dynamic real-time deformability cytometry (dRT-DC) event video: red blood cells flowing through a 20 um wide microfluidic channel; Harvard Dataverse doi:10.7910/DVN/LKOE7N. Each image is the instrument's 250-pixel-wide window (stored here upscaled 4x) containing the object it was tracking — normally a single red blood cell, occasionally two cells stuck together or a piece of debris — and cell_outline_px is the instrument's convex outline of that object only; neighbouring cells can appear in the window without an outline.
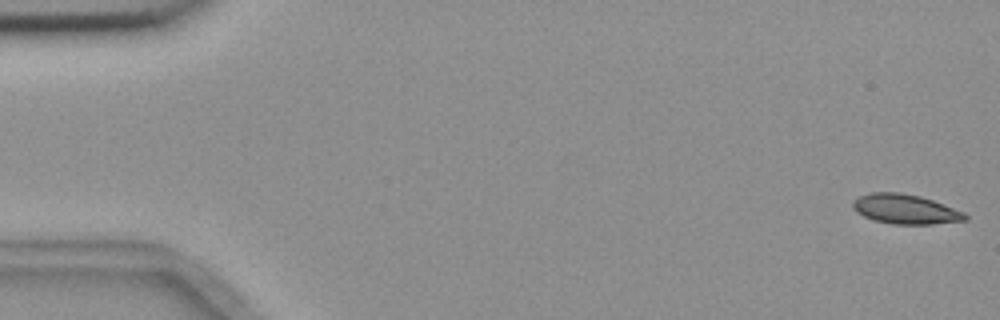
{"species": "common noctule bat (a hibernating species)", "species_latin": "Nyctalus noctula", "temperature_condition": "room temperature", "stored_images_in_passage": 9, "camera_frame_rate_fps": 3000, "um_per_image_px": 0.085, "animal": {"sex": "female", "body_mass_g": 18.4}, "frame": {"image": 1, "passage_image": 1, "time_ms": 0.0, "image_size_px": [1000, 320], "cell_outline_px": [[968, 220], [932, 224], [892, 224], [872, 220], [856, 212], [852, 208], [852, 200], [860, 196], [872, 192], [900, 192], [920, 196], [932, 200], [964, 212], [968, 216]], "centroid_in_image_um": [76.93, 17.78], "position_along_channel_um": 8.1, "area_um2": 19.48}}
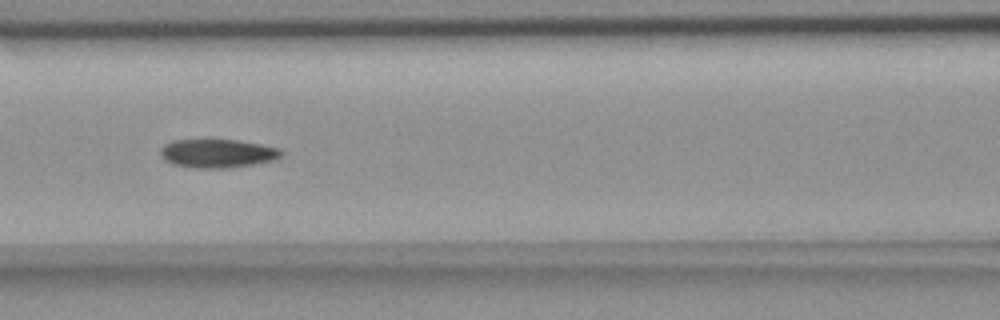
{"frame": {"image": 2, "passage_image": 7, "time_ms": 7.667, "image_size_px": [1000, 320], "cell_outline_px": [[284, 152], [276, 160], [256, 164], [228, 168], [196, 168], [176, 164], [164, 160], [160, 152], [160, 148], [164, 144], [172, 140], [236, 140], [260, 144], [280, 148]], "centroid_in_image_um": [18.52, 13.04], "position_along_channel_um": 148.1, "area_um2": 20.17}}
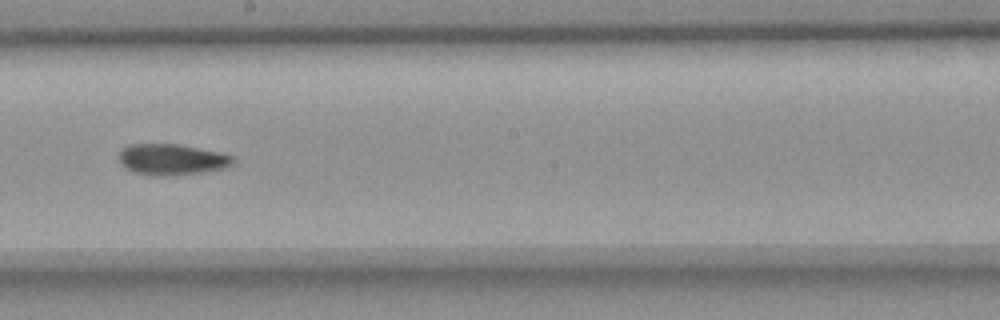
{"frame": {"image": 3, "passage_image": 9, "time_ms": 10.0, "image_size_px": [1000, 320], "cell_outline_px": [[232, 164], [228, 168], [204, 172], [168, 176], [152, 176], [132, 172], [124, 168], [120, 164], [120, 152], [128, 144], [180, 144], [220, 152], [232, 156]], "centroid_in_image_um": [14.59, 13.57], "position_along_channel_um": 233.6, "area_um2": 20.87}}